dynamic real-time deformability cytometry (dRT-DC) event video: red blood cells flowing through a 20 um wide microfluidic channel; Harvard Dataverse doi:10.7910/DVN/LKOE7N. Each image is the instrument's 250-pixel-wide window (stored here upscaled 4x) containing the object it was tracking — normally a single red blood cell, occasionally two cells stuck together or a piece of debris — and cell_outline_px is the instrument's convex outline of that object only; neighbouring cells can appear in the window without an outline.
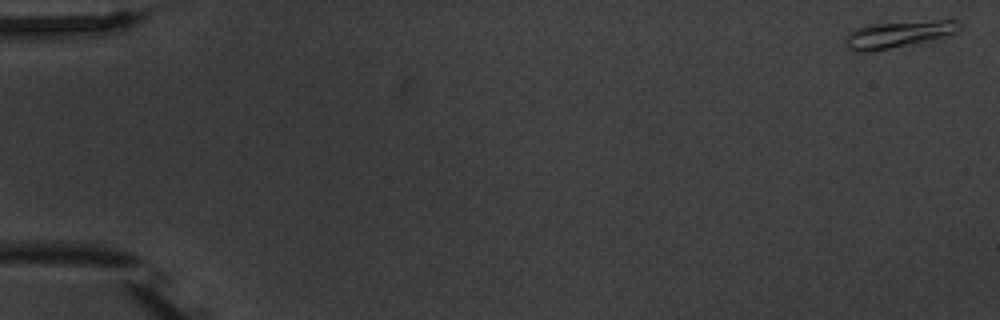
{"species": "common noctule bat (a hibernating species)", "species_latin": "Nyctalus noctula", "temperature_condition": "warm", "stored_images_in_passage": 10, "camera_frame_rate_fps": 3000, "um_per_image_px": 0.085, "animal": {"sex": "male", "body_mass_g": 20.1, "forearm_length_mm": 53.5}, "frame": {"image": 1, "passage_image": 1, "time_ms": 0.0, "image_size_px": [1000, 320], "cell_outline_px": [[960, 28], [936, 40], [864, 52], [852, 52], [844, 44], [844, 40], [848, 32], [852, 28], [864, 24], [952, 16], [960, 24]], "centroid_in_image_um": [76.38, 2.84], "position_along_channel_um": 8.6, "area_um2": 19.07}}
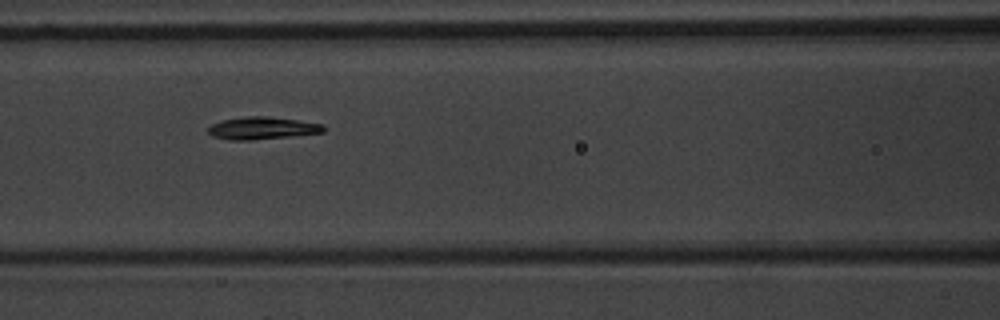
{"frame": {"image": 2, "passage_image": 7, "time_ms": 8.0, "image_size_px": [1000, 320], "cell_outline_px": [[324, 132], [292, 136], [252, 140], [228, 140], [212, 136], [208, 132], [208, 128], [212, 124], [224, 120], [248, 116], [268, 116], [324, 124]], "centroid_in_image_um": [22.28, 10.9], "position_along_channel_um": 144.3, "area_um2": 14.97}}
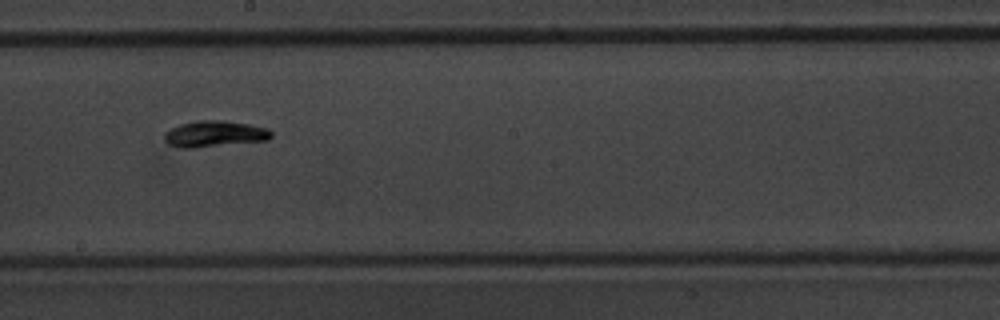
{"frame": {"image": 3, "passage_image": 9, "time_ms": 10.333, "image_size_px": [1000, 320], "cell_outline_px": [[272, 136], [268, 140], [192, 148], [184, 148], [168, 144], [164, 140], [164, 132], [180, 124], [200, 120], [220, 120], [248, 124], [268, 128], [272, 132]], "centroid_in_image_um": [18.24, 11.38], "position_along_channel_um": 230.0, "area_um2": 16.18}}